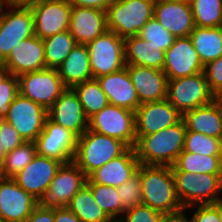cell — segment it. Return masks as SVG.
Masks as SVG:
<instances>
[{
  "label": "cell",
  "mask_w": 222,
  "mask_h": 222,
  "mask_svg": "<svg viewBox=\"0 0 222 222\" xmlns=\"http://www.w3.org/2000/svg\"><path fill=\"white\" fill-rule=\"evenodd\" d=\"M175 177L177 197L184 209L204 204H216L222 198V175L193 174L186 171H172ZM219 195V196H218Z\"/></svg>",
  "instance_id": "5b68a950"
},
{
  "label": "cell",
  "mask_w": 222,
  "mask_h": 222,
  "mask_svg": "<svg viewBox=\"0 0 222 222\" xmlns=\"http://www.w3.org/2000/svg\"><path fill=\"white\" fill-rule=\"evenodd\" d=\"M108 97L109 104L136 111L139 99L126 67L118 72L96 78Z\"/></svg>",
  "instance_id": "d4e9b609"
},
{
  "label": "cell",
  "mask_w": 222,
  "mask_h": 222,
  "mask_svg": "<svg viewBox=\"0 0 222 222\" xmlns=\"http://www.w3.org/2000/svg\"><path fill=\"white\" fill-rule=\"evenodd\" d=\"M35 144L37 154L65 164L73 161L77 136L47 117L43 131L36 138Z\"/></svg>",
  "instance_id": "7c38bea8"
},
{
  "label": "cell",
  "mask_w": 222,
  "mask_h": 222,
  "mask_svg": "<svg viewBox=\"0 0 222 222\" xmlns=\"http://www.w3.org/2000/svg\"><path fill=\"white\" fill-rule=\"evenodd\" d=\"M71 6L96 8L99 10L107 11L108 6L113 0H67Z\"/></svg>",
  "instance_id": "bcb514c9"
},
{
  "label": "cell",
  "mask_w": 222,
  "mask_h": 222,
  "mask_svg": "<svg viewBox=\"0 0 222 222\" xmlns=\"http://www.w3.org/2000/svg\"><path fill=\"white\" fill-rule=\"evenodd\" d=\"M57 70L66 88L93 79L87 44H77Z\"/></svg>",
  "instance_id": "4316f807"
},
{
  "label": "cell",
  "mask_w": 222,
  "mask_h": 222,
  "mask_svg": "<svg viewBox=\"0 0 222 222\" xmlns=\"http://www.w3.org/2000/svg\"><path fill=\"white\" fill-rule=\"evenodd\" d=\"M81 222H113L93 198L91 189L85 185L66 206Z\"/></svg>",
  "instance_id": "4dcf8cb0"
},
{
  "label": "cell",
  "mask_w": 222,
  "mask_h": 222,
  "mask_svg": "<svg viewBox=\"0 0 222 222\" xmlns=\"http://www.w3.org/2000/svg\"><path fill=\"white\" fill-rule=\"evenodd\" d=\"M171 168L172 171H186L196 175H222V156H205L183 150Z\"/></svg>",
  "instance_id": "f546056e"
},
{
  "label": "cell",
  "mask_w": 222,
  "mask_h": 222,
  "mask_svg": "<svg viewBox=\"0 0 222 222\" xmlns=\"http://www.w3.org/2000/svg\"><path fill=\"white\" fill-rule=\"evenodd\" d=\"M125 67L140 104L166 99L168 79L163 70L138 65H126Z\"/></svg>",
  "instance_id": "44dd1931"
},
{
  "label": "cell",
  "mask_w": 222,
  "mask_h": 222,
  "mask_svg": "<svg viewBox=\"0 0 222 222\" xmlns=\"http://www.w3.org/2000/svg\"><path fill=\"white\" fill-rule=\"evenodd\" d=\"M142 182V203L162 214L184 210L175 188L171 166L143 165L138 171Z\"/></svg>",
  "instance_id": "7a4b0ae2"
},
{
  "label": "cell",
  "mask_w": 222,
  "mask_h": 222,
  "mask_svg": "<svg viewBox=\"0 0 222 222\" xmlns=\"http://www.w3.org/2000/svg\"><path fill=\"white\" fill-rule=\"evenodd\" d=\"M184 150L205 156H222V139L187 130Z\"/></svg>",
  "instance_id": "8d00e7d4"
},
{
  "label": "cell",
  "mask_w": 222,
  "mask_h": 222,
  "mask_svg": "<svg viewBox=\"0 0 222 222\" xmlns=\"http://www.w3.org/2000/svg\"><path fill=\"white\" fill-rule=\"evenodd\" d=\"M155 1H169V2H190V0H155Z\"/></svg>",
  "instance_id": "db71d44e"
},
{
  "label": "cell",
  "mask_w": 222,
  "mask_h": 222,
  "mask_svg": "<svg viewBox=\"0 0 222 222\" xmlns=\"http://www.w3.org/2000/svg\"><path fill=\"white\" fill-rule=\"evenodd\" d=\"M189 37L204 66L222 55V27L195 26Z\"/></svg>",
  "instance_id": "f1b7e54d"
},
{
  "label": "cell",
  "mask_w": 222,
  "mask_h": 222,
  "mask_svg": "<svg viewBox=\"0 0 222 222\" xmlns=\"http://www.w3.org/2000/svg\"><path fill=\"white\" fill-rule=\"evenodd\" d=\"M197 27H221L222 0H190Z\"/></svg>",
  "instance_id": "e575fe53"
},
{
  "label": "cell",
  "mask_w": 222,
  "mask_h": 222,
  "mask_svg": "<svg viewBox=\"0 0 222 222\" xmlns=\"http://www.w3.org/2000/svg\"><path fill=\"white\" fill-rule=\"evenodd\" d=\"M93 78L118 72L125 64L124 39L107 30L87 44Z\"/></svg>",
  "instance_id": "ba28073f"
},
{
  "label": "cell",
  "mask_w": 222,
  "mask_h": 222,
  "mask_svg": "<svg viewBox=\"0 0 222 222\" xmlns=\"http://www.w3.org/2000/svg\"><path fill=\"white\" fill-rule=\"evenodd\" d=\"M72 89L77 94L88 119L109 104L108 97L95 78L82 82Z\"/></svg>",
  "instance_id": "d6a6232c"
},
{
  "label": "cell",
  "mask_w": 222,
  "mask_h": 222,
  "mask_svg": "<svg viewBox=\"0 0 222 222\" xmlns=\"http://www.w3.org/2000/svg\"><path fill=\"white\" fill-rule=\"evenodd\" d=\"M129 147L118 139L100 134L89 128L77 137L73 162L89 176L110 160L124 154Z\"/></svg>",
  "instance_id": "3957f363"
},
{
  "label": "cell",
  "mask_w": 222,
  "mask_h": 222,
  "mask_svg": "<svg viewBox=\"0 0 222 222\" xmlns=\"http://www.w3.org/2000/svg\"><path fill=\"white\" fill-rule=\"evenodd\" d=\"M186 131V124L182 119L154 134L136 137L134 150L140 164L173 166L184 150Z\"/></svg>",
  "instance_id": "6da1fadb"
},
{
  "label": "cell",
  "mask_w": 222,
  "mask_h": 222,
  "mask_svg": "<svg viewBox=\"0 0 222 222\" xmlns=\"http://www.w3.org/2000/svg\"><path fill=\"white\" fill-rule=\"evenodd\" d=\"M125 64L163 70L165 51L149 41L141 39L138 35L124 39Z\"/></svg>",
  "instance_id": "83f0119b"
},
{
  "label": "cell",
  "mask_w": 222,
  "mask_h": 222,
  "mask_svg": "<svg viewBox=\"0 0 222 222\" xmlns=\"http://www.w3.org/2000/svg\"><path fill=\"white\" fill-rule=\"evenodd\" d=\"M140 162L134 148H129L118 158L110 160L88 176L86 184H101L118 187L134 176Z\"/></svg>",
  "instance_id": "603a6c76"
},
{
  "label": "cell",
  "mask_w": 222,
  "mask_h": 222,
  "mask_svg": "<svg viewBox=\"0 0 222 222\" xmlns=\"http://www.w3.org/2000/svg\"><path fill=\"white\" fill-rule=\"evenodd\" d=\"M88 128L125 143L129 148L136 144L135 112L108 104L89 118Z\"/></svg>",
  "instance_id": "52a82bcc"
},
{
  "label": "cell",
  "mask_w": 222,
  "mask_h": 222,
  "mask_svg": "<svg viewBox=\"0 0 222 222\" xmlns=\"http://www.w3.org/2000/svg\"><path fill=\"white\" fill-rule=\"evenodd\" d=\"M155 0H113L106 11L107 28L125 39L137 36L153 18Z\"/></svg>",
  "instance_id": "277c9868"
},
{
  "label": "cell",
  "mask_w": 222,
  "mask_h": 222,
  "mask_svg": "<svg viewBox=\"0 0 222 222\" xmlns=\"http://www.w3.org/2000/svg\"><path fill=\"white\" fill-rule=\"evenodd\" d=\"M126 216L119 218L116 222H159L162 213L149 206L141 204L139 206L124 211Z\"/></svg>",
  "instance_id": "60d3db41"
},
{
  "label": "cell",
  "mask_w": 222,
  "mask_h": 222,
  "mask_svg": "<svg viewBox=\"0 0 222 222\" xmlns=\"http://www.w3.org/2000/svg\"><path fill=\"white\" fill-rule=\"evenodd\" d=\"M19 93L47 110L67 89L57 69L23 73L18 76Z\"/></svg>",
  "instance_id": "9c48e42d"
},
{
  "label": "cell",
  "mask_w": 222,
  "mask_h": 222,
  "mask_svg": "<svg viewBox=\"0 0 222 222\" xmlns=\"http://www.w3.org/2000/svg\"><path fill=\"white\" fill-rule=\"evenodd\" d=\"M166 99L182 114L214 101L204 72L168 80Z\"/></svg>",
  "instance_id": "8992f818"
},
{
  "label": "cell",
  "mask_w": 222,
  "mask_h": 222,
  "mask_svg": "<svg viewBox=\"0 0 222 222\" xmlns=\"http://www.w3.org/2000/svg\"><path fill=\"white\" fill-rule=\"evenodd\" d=\"M209 88L213 94L222 88V55L207 63L203 70Z\"/></svg>",
  "instance_id": "ee69618b"
},
{
  "label": "cell",
  "mask_w": 222,
  "mask_h": 222,
  "mask_svg": "<svg viewBox=\"0 0 222 222\" xmlns=\"http://www.w3.org/2000/svg\"><path fill=\"white\" fill-rule=\"evenodd\" d=\"M55 222H81L67 207H54Z\"/></svg>",
  "instance_id": "7dc6e473"
},
{
  "label": "cell",
  "mask_w": 222,
  "mask_h": 222,
  "mask_svg": "<svg viewBox=\"0 0 222 222\" xmlns=\"http://www.w3.org/2000/svg\"><path fill=\"white\" fill-rule=\"evenodd\" d=\"M5 156H6V152L4 151V149L2 147V144L0 142V170H1V167L3 165Z\"/></svg>",
  "instance_id": "816d5d0a"
},
{
  "label": "cell",
  "mask_w": 222,
  "mask_h": 222,
  "mask_svg": "<svg viewBox=\"0 0 222 222\" xmlns=\"http://www.w3.org/2000/svg\"><path fill=\"white\" fill-rule=\"evenodd\" d=\"M46 68L58 69L77 45L69 30L57 33L43 40Z\"/></svg>",
  "instance_id": "1f68e13d"
},
{
  "label": "cell",
  "mask_w": 222,
  "mask_h": 222,
  "mask_svg": "<svg viewBox=\"0 0 222 222\" xmlns=\"http://www.w3.org/2000/svg\"><path fill=\"white\" fill-rule=\"evenodd\" d=\"M18 94V77L8 73L0 82V120H4L7 116L10 104Z\"/></svg>",
  "instance_id": "ab89813d"
},
{
  "label": "cell",
  "mask_w": 222,
  "mask_h": 222,
  "mask_svg": "<svg viewBox=\"0 0 222 222\" xmlns=\"http://www.w3.org/2000/svg\"><path fill=\"white\" fill-rule=\"evenodd\" d=\"M46 119L47 109L20 93L10 104V109L4 118L25 142H35L43 131Z\"/></svg>",
  "instance_id": "8fae6325"
},
{
  "label": "cell",
  "mask_w": 222,
  "mask_h": 222,
  "mask_svg": "<svg viewBox=\"0 0 222 222\" xmlns=\"http://www.w3.org/2000/svg\"><path fill=\"white\" fill-rule=\"evenodd\" d=\"M26 222H55L54 207L44 206L39 203Z\"/></svg>",
  "instance_id": "f6af8a7d"
},
{
  "label": "cell",
  "mask_w": 222,
  "mask_h": 222,
  "mask_svg": "<svg viewBox=\"0 0 222 222\" xmlns=\"http://www.w3.org/2000/svg\"><path fill=\"white\" fill-rule=\"evenodd\" d=\"M37 154L35 142H24L6 153L0 170V177L12 178L25 168Z\"/></svg>",
  "instance_id": "836d02e7"
},
{
  "label": "cell",
  "mask_w": 222,
  "mask_h": 222,
  "mask_svg": "<svg viewBox=\"0 0 222 222\" xmlns=\"http://www.w3.org/2000/svg\"><path fill=\"white\" fill-rule=\"evenodd\" d=\"M87 180L88 176L73 161L62 164L40 203L48 207H66Z\"/></svg>",
  "instance_id": "9a60e30c"
},
{
  "label": "cell",
  "mask_w": 222,
  "mask_h": 222,
  "mask_svg": "<svg viewBox=\"0 0 222 222\" xmlns=\"http://www.w3.org/2000/svg\"><path fill=\"white\" fill-rule=\"evenodd\" d=\"M86 185L91 189L96 203L113 222H116L120 215L123 216L125 209L121 206L117 187L101 184Z\"/></svg>",
  "instance_id": "d590c367"
},
{
  "label": "cell",
  "mask_w": 222,
  "mask_h": 222,
  "mask_svg": "<svg viewBox=\"0 0 222 222\" xmlns=\"http://www.w3.org/2000/svg\"><path fill=\"white\" fill-rule=\"evenodd\" d=\"M183 211L185 209L172 214H163L159 222H189Z\"/></svg>",
  "instance_id": "681fc988"
},
{
  "label": "cell",
  "mask_w": 222,
  "mask_h": 222,
  "mask_svg": "<svg viewBox=\"0 0 222 222\" xmlns=\"http://www.w3.org/2000/svg\"><path fill=\"white\" fill-rule=\"evenodd\" d=\"M8 74V71L6 68L0 63V82L3 80V78Z\"/></svg>",
  "instance_id": "f5cc1de1"
},
{
  "label": "cell",
  "mask_w": 222,
  "mask_h": 222,
  "mask_svg": "<svg viewBox=\"0 0 222 222\" xmlns=\"http://www.w3.org/2000/svg\"><path fill=\"white\" fill-rule=\"evenodd\" d=\"M121 206L127 210L142 203V182L137 172L128 181L117 187Z\"/></svg>",
  "instance_id": "f35d334b"
},
{
  "label": "cell",
  "mask_w": 222,
  "mask_h": 222,
  "mask_svg": "<svg viewBox=\"0 0 222 222\" xmlns=\"http://www.w3.org/2000/svg\"><path fill=\"white\" fill-rule=\"evenodd\" d=\"M183 120L188 131L222 139V108L215 101L186 112Z\"/></svg>",
  "instance_id": "484cf974"
},
{
  "label": "cell",
  "mask_w": 222,
  "mask_h": 222,
  "mask_svg": "<svg viewBox=\"0 0 222 222\" xmlns=\"http://www.w3.org/2000/svg\"><path fill=\"white\" fill-rule=\"evenodd\" d=\"M47 117L51 121L69 129L77 137L84 134L88 129L89 119L72 88H67L59 96L47 110Z\"/></svg>",
  "instance_id": "ffe728a7"
},
{
  "label": "cell",
  "mask_w": 222,
  "mask_h": 222,
  "mask_svg": "<svg viewBox=\"0 0 222 222\" xmlns=\"http://www.w3.org/2000/svg\"><path fill=\"white\" fill-rule=\"evenodd\" d=\"M0 142L6 153L11 152L25 141L20 134L5 120H0Z\"/></svg>",
  "instance_id": "b9f144b4"
},
{
  "label": "cell",
  "mask_w": 222,
  "mask_h": 222,
  "mask_svg": "<svg viewBox=\"0 0 222 222\" xmlns=\"http://www.w3.org/2000/svg\"><path fill=\"white\" fill-rule=\"evenodd\" d=\"M107 30L105 11L72 6L69 32L77 44H88Z\"/></svg>",
  "instance_id": "cb8c5ba5"
},
{
  "label": "cell",
  "mask_w": 222,
  "mask_h": 222,
  "mask_svg": "<svg viewBox=\"0 0 222 222\" xmlns=\"http://www.w3.org/2000/svg\"><path fill=\"white\" fill-rule=\"evenodd\" d=\"M0 6V63L21 40L35 35L34 16L30 7ZM3 12V13H2Z\"/></svg>",
  "instance_id": "30bf717a"
},
{
  "label": "cell",
  "mask_w": 222,
  "mask_h": 222,
  "mask_svg": "<svg viewBox=\"0 0 222 222\" xmlns=\"http://www.w3.org/2000/svg\"><path fill=\"white\" fill-rule=\"evenodd\" d=\"M30 8L35 35L42 40L69 30L72 6L67 0H41Z\"/></svg>",
  "instance_id": "4fadbf2b"
},
{
  "label": "cell",
  "mask_w": 222,
  "mask_h": 222,
  "mask_svg": "<svg viewBox=\"0 0 222 222\" xmlns=\"http://www.w3.org/2000/svg\"><path fill=\"white\" fill-rule=\"evenodd\" d=\"M39 203L12 178L0 177V216L6 222H26Z\"/></svg>",
  "instance_id": "ac0fdd59"
},
{
  "label": "cell",
  "mask_w": 222,
  "mask_h": 222,
  "mask_svg": "<svg viewBox=\"0 0 222 222\" xmlns=\"http://www.w3.org/2000/svg\"><path fill=\"white\" fill-rule=\"evenodd\" d=\"M0 222H6V221L0 216Z\"/></svg>",
  "instance_id": "11a10c76"
},
{
  "label": "cell",
  "mask_w": 222,
  "mask_h": 222,
  "mask_svg": "<svg viewBox=\"0 0 222 222\" xmlns=\"http://www.w3.org/2000/svg\"><path fill=\"white\" fill-rule=\"evenodd\" d=\"M203 70L204 65L190 37H176L173 45L165 51L163 72L167 79L192 76Z\"/></svg>",
  "instance_id": "e0dca14e"
},
{
  "label": "cell",
  "mask_w": 222,
  "mask_h": 222,
  "mask_svg": "<svg viewBox=\"0 0 222 222\" xmlns=\"http://www.w3.org/2000/svg\"><path fill=\"white\" fill-rule=\"evenodd\" d=\"M62 164L58 160L36 154L32 161L12 179L41 202Z\"/></svg>",
  "instance_id": "5bb4252c"
},
{
  "label": "cell",
  "mask_w": 222,
  "mask_h": 222,
  "mask_svg": "<svg viewBox=\"0 0 222 222\" xmlns=\"http://www.w3.org/2000/svg\"><path fill=\"white\" fill-rule=\"evenodd\" d=\"M138 36L141 39L158 46V48L163 51L169 49L176 39V37L163 28L154 17L148 20V22L141 28Z\"/></svg>",
  "instance_id": "74e56055"
},
{
  "label": "cell",
  "mask_w": 222,
  "mask_h": 222,
  "mask_svg": "<svg viewBox=\"0 0 222 222\" xmlns=\"http://www.w3.org/2000/svg\"><path fill=\"white\" fill-rule=\"evenodd\" d=\"M41 0H1L0 6L4 7H32ZM7 4V5H6Z\"/></svg>",
  "instance_id": "c3c4849f"
},
{
  "label": "cell",
  "mask_w": 222,
  "mask_h": 222,
  "mask_svg": "<svg viewBox=\"0 0 222 222\" xmlns=\"http://www.w3.org/2000/svg\"><path fill=\"white\" fill-rule=\"evenodd\" d=\"M182 119L183 115L167 99L140 104L135 111L136 137L154 134Z\"/></svg>",
  "instance_id": "2e32d148"
},
{
  "label": "cell",
  "mask_w": 222,
  "mask_h": 222,
  "mask_svg": "<svg viewBox=\"0 0 222 222\" xmlns=\"http://www.w3.org/2000/svg\"><path fill=\"white\" fill-rule=\"evenodd\" d=\"M153 17L175 37H187L195 28L190 2L155 1Z\"/></svg>",
  "instance_id": "7402d4cb"
},
{
  "label": "cell",
  "mask_w": 222,
  "mask_h": 222,
  "mask_svg": "<svg viewBox=\"0 0 222 222\" xmlns=\"http://www.w3.org/2000/svg\"><path fill=\"white\" fill-rule=\"evenodd\" d=\"M196 208L189 222H222L221 200L216 204L198 205Z\"/></svg>",
  "instance_id": "7bdbcfd3"
},
{
  "label": "cell",
  "mask_w": 222,
  "mask_h": 222,
  "mask_svg": "<svg viewBox=\"0 0 222 222\" xmlns=\"http://www.w3.org/2000/svg\"><path fill=\"white\" fill-rule=\"evenodd\" d=\"M214 101L222 106V88L219 89L215 94H214Z\"/></svg>",
  "instance_id": "f907efd6"
},
{
  "label": "cell",
  "mask_w": 222,
  "mask_h": 222,
  "mask_svg": "<svg viewBox=\"0 0 222 222\" xmlns=\"http://www.w3.org/2000/svg\"><path fill=\"white\" fill-rule=\"evenodd\" d=\"M1 64L8 73L17 77L23 73L46 69L43 40L36 35L21 40Z\"/></svg>",
  "instance_id": "d6986e66"
}]
</instances>
